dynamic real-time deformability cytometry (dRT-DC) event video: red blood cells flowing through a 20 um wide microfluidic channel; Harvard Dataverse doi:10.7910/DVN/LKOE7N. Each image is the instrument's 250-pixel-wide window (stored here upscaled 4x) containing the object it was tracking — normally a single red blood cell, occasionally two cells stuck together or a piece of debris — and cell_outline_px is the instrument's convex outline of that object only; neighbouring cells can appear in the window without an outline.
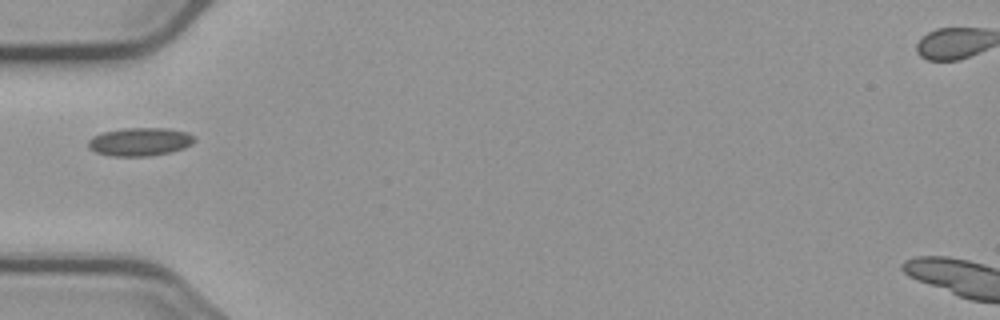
{"species": "common noctule bat (a hibernating species)", "species_latin": "Nyctalus noctula", "temperature_condition": "cold", "stored_images_in_passage": 1, "camera_frame_rate_fps": 3000, "um_per_image_px": 0.085, "animal": {"sex": "male", "body_mass_g": 23.1, "forearm_length_mm": 52.7}, "frame": {"image": 1, "passage_image": 1, "time_ms": 0.0, "image_size_px": [1000, 320], "cell_outline_px": [[196, 140], [192, 144], [184, 148], [168, 152], [148, 156], [112, 156], [96, 152], [88, 148], [88, 140], [92, 136], [104, 132], [124, 128], [168, 128], [188, 132], [196, 136]], "centroid_in_image_um": [11.91, 12.04], "position_along_channel_um": 73.1, "area_um2": 17.57}}